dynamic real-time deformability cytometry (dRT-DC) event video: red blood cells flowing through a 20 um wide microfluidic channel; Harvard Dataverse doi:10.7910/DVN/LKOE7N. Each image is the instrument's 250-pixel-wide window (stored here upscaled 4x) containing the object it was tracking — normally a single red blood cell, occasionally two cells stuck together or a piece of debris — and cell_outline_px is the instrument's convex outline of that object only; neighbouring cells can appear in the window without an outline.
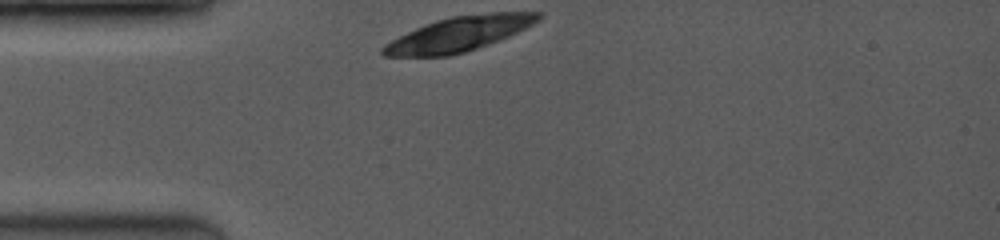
{"species": "common noctule bat (a hibernating species)", "species_latin": "Nyctalus noctula", "temperature_condition": "room temperature", "stored_images_in_passage": 2, "camera_frame_rate_fps": 3500, "um_per_image_px": 0.085, "animal": {"sex": "female", "body_mass_g": 19.0, "forearm_length_mm": 53.3}, "frame": {"image": 1, "passage_image": 1, "time_ms": 0.0, "image_size_px": [1000, 240], "cell_outline_px": [[544, 16], [540, 20], [508, 36], [488, 44], [464, 52], [448, 56], [384, 56], [380, 52], [380, 48], [384, 44], [424, 24], [436, 20], [452, 16], [492, 12], [544, 12]], "centroid_in_image_um": [39.01, 2.88], "position_along_channel_um": 46.0, "area_um2": 31.1}}